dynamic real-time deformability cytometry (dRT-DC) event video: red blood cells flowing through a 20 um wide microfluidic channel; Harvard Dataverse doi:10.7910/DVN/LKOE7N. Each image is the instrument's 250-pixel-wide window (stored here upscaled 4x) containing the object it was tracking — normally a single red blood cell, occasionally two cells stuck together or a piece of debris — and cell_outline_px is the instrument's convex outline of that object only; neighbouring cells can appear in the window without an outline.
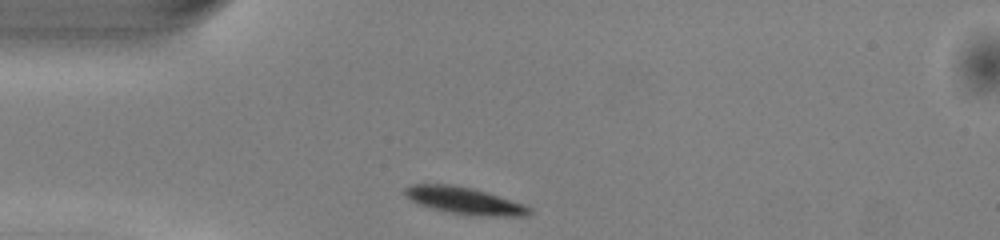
{"species": "common noctule bat (a hibernating species)", "species_latin": "Nyctalus noctula", "temperature_condition": "warm", "stored_images_in_passage": 39, "camera_frame_rate_fps": 3000, "um_per_image_px": 0.085, "animal": {"sex": "male", "body_mass_g": 13.0, "forearm_length_mm": 53.1}, "frame": {"image": 1, "passage_image": 1, "time_ms": 0.0, "image_size_px": [1000, 240], "cell_outline_px": [[532, 212], [528, 216], [476, 216], [452, 212], [432, 208], [420, 204], [404, 196], [404, 188], [412, 184], [448, 184], [472, 188], [524, 204], [532, 208]], "centroid_in_image_um": [39.49, 17.06], "position_along_channel_um": 45.5, "area_um2": 19.36}}
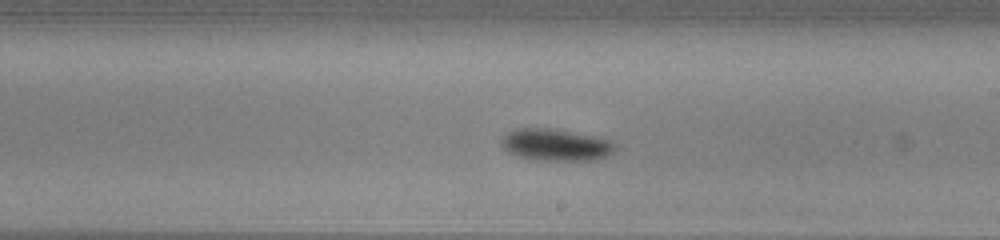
{"frame": {"image": 2, "passage_image": 17, "time_ms": 5.333, "image_size_px": [1000, 240], "cell_outline_px": [[616, 148], [608, 156], [596, 160], [536, 160], [516, 156], [508, 152], [500, 144], [500, 140], [508, 132], [516, 128], [556, 128], [592, 136], [608, 140], [616, 144]], "centroid_in_image_um": [47.21, 12.31], "position_along_channel_um": 241.8, "area_um2": 21.27}}
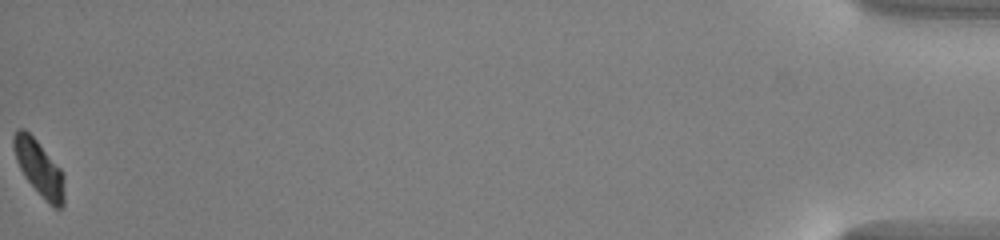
{"frame": {"image": 3, "passage_image": 39, "time_ms": 12.667, "image_size_px": [1000, 240], "cell_outline_px": [[64, 204], [60, 208], [52, 208], [48, 204], [24, 176], [16, 160], [12, 148], [12, 136], [16, 128], [24, 128], [36, 140], [60, 168], [64, 176]], "centroid_in_image_um": [3.3, 14.28], "position_along_channel_um": 431.9, "area_um2": 16.53}, "authors_computed_cell_mechanics": {"area_um2": 19.7098, "velocity_mm_per_s": 4.0215, "shape_relaxation_time_tau1_ms": 1.373, "shape_relaxation_time_tau2_ms": null, "deformation_change_tau1": 0.1102, "deformation_change_tau2": null}}